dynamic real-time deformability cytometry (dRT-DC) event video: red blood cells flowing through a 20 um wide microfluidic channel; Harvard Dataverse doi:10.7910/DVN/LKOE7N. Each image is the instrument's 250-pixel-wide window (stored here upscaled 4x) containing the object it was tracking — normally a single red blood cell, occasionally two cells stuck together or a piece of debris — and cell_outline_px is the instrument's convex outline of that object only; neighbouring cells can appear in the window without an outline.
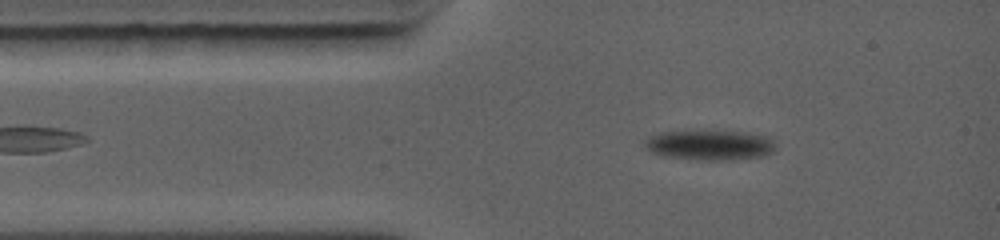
{"species": "common noctule bat (a hibernating species)", "species_latin": "Nyctalus noctula", "temperature_condition": "warm", "stored_images_in_passage": 76, "camera_frame_rate_fps": 5000, "um_per_image_px": 0.085, "animal": {"sex": "female", "body_mass_g": 19.0, "forearm_length_mm": 56.7}, "frame": {"image": 1, "passage_image": 2, "time_ms": 0.2, "image_size_px": [1000, 240], "cell_outline_px": [[776, 148], [772, 152], [764, 156], [728, 160], [704, 160], [660, 156], [644, 148], [644, 140], [648, 136], [660, 132], [688, 128], [708, 128], [744, 132], [768, 136], [772, 140]], "centroid_in_image_um": [60.26, 12.27], "position_along_channel_um": 24.7, "area_um2": 24.28}}
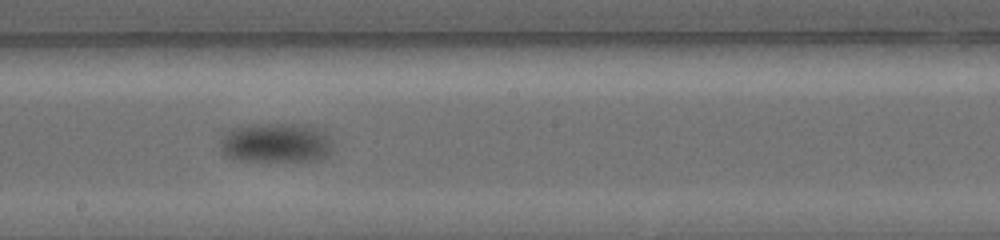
{"frame": {"image": 2, "passage_image": 30, "time_ms": 5.8, "image_size_px": [1000, 240], "cell_outline_px": [[332, 152], [328, 156], [320, 160], [232, 160], [220, 148], [220, 140], [224, 132], [228, 128], [244, 124], [316, 124], [324, 128], [332, 140]], "centroid_in_image_um": [23.5, 12.09], "position_along_channel_um": 224.7, "area_um2": 26.88}}
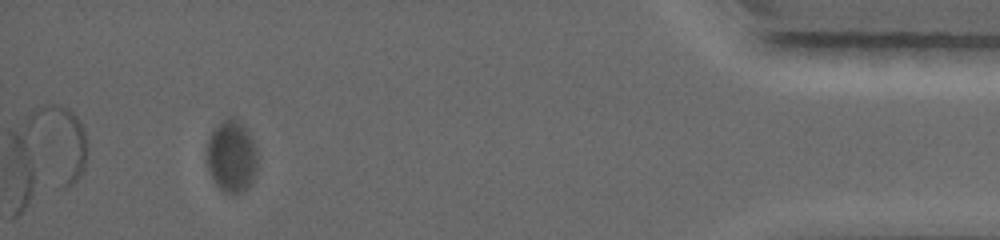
{"frame": {"image": 3, "passage_image": 64, "time_ms": 12.6, "image_size_px": [1000, 240], "cell_outline_px": [[260, 156], [256, 172], [252, 184], [244, 192], [236, 196], [232, 196], [224, 192], [212, 180], [208, 168], [208, 140], [212, 132], [224, 120], [232, 120], [244, 128], [248, 132]], "centroid_in_image_um": [19.74, 13.43], "position_along_channel_um": 415.5, "area_um2": 21.21}, "authors_computed_cell_mechanics": {"area_um2": 24.7962, "velocity_mm_per_s": 3.9725, "shape_relaxation_time_tau1_ms": 2.1361, "shape_relaxation_time_tau2_ms": null, "deformation_change_tau1": 0.0843, "deformation_change_tau2": null}}